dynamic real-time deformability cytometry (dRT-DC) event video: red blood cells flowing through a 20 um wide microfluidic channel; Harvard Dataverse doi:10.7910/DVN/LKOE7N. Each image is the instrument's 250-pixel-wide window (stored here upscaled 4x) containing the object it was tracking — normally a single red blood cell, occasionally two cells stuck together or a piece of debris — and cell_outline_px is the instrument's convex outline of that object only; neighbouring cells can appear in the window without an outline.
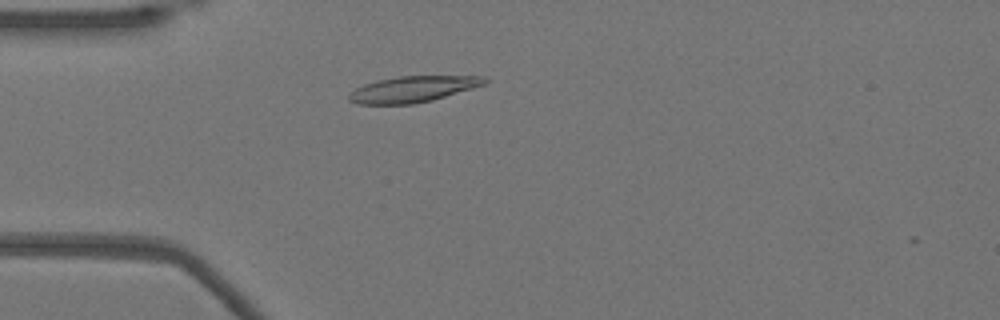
{"species": "Egyptian fruit bat (a non-hibernating species)", "species_latin": "Rousettus aegyptiacus", "temperature_condition": "warm", "stored_images_in_passage": 6, "camera_frame_rate_fps": 3000, "um_per_image_px": 0.085, "animal": {"sex": "female"}, "frame": {"image": 1, "passage_image": 4, "time_ms": 1.0, "image_size_px": [1000, 320], "cell_outline_px": [[488, 80], [484, 84], [472, 88], [432, 100], [412, 104], [356, 104], [348, 100], [348, 96], [356, 88], [364, 84], [376, 80], [400, 76], [484, 76]], "centroid_in_image_um": [35.06, 7.58], "position_along_channel_um": 49.9, "area_um2": 20.4}}